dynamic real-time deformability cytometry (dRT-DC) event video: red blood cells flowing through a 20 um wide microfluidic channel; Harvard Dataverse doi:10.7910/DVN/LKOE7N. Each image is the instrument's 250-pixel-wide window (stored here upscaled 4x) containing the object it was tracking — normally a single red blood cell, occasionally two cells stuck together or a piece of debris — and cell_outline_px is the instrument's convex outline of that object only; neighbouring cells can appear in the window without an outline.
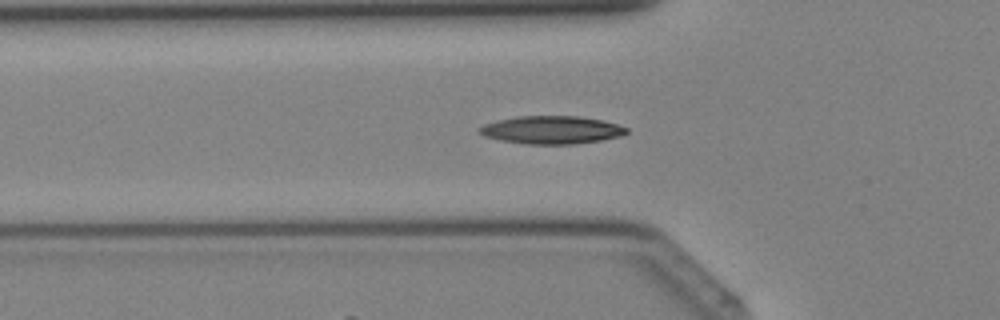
{"species": "Egyptian fruit bat (a non-hibernating species)", "species_latin": "Rousettus aegyptiacus", "temperature_condition": "cold", "stored_images_in_passage": 23, "camera_frame_rate_fps": 3000, "um_per_image_px": 0.085, "animal": {"sex": "female"}, "frame": {"image": 1, "passage_image": 2, "time_ms": 0.333, "image_size_px": [1000, 320], "cell_outline_px": [[628, 132], [620, 136], [600, 140], [572, 144], [524, 144], [500, 140], [484, 136], [476, 132], [476, 128], [484, 124], [496, 120], [516, 116], [580, 116], [604, 120], [628, 128]], "centroid_in_image_um": [46.82, 11.03], "position_along_channel_um": 79.0, "area_um2": 24.16}}
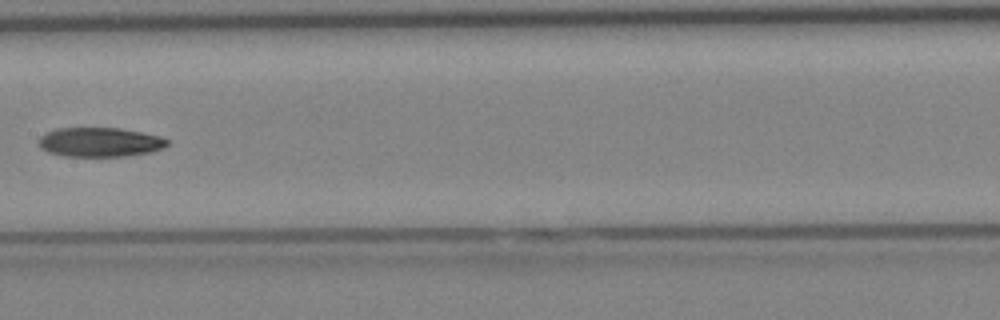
{"frame": {"image": 2, "passage_image": 9, "time_ms": 2.667, "image_size_px": [1000, 320], "cell_outline_px": [[168, 144], [164, 148], [152, 152], [124, 156], [64, 156], [48, 152], [40, 148], [36, 140], [40, 136], [56, 128], [120, 128], [160, 136], [168, 140]], "centroid_in_image_um": [8.46, 12.08], "position_along_channel_um": 198.9, "area_um2": 22.08}}
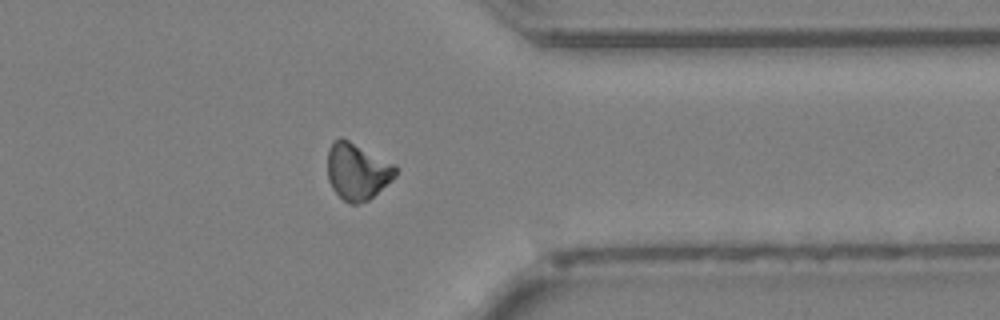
{"frame": {"image": 3, "passage_image": 20, "time_ms": 6.333, "image_size_px": [1000, 320], "cell_outline_px": [[400, 168], [396, 176], [392, 180], [368, 200], [356, 204], [352, 204], [344, 200], [332, 188], [328, 180], [328, 148], [332, 140], [340, 136], [396, 164]], "centroid_in_image_um": [30.38, 14.54], "position_along_channel_um": 381.0, "area_um2": 22.66}}